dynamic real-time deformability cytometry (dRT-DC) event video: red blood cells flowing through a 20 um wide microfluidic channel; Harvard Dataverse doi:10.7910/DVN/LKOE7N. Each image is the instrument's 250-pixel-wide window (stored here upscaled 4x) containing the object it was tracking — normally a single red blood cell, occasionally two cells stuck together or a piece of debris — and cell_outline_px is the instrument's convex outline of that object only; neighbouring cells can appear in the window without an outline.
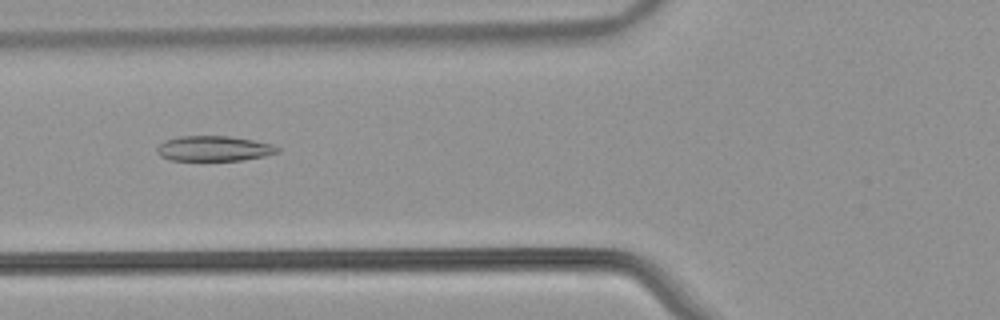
{"species": "common noctule bat (a hibernating species)", "species_latin": "Nyctalus noctula", "temperature_condition": "warm", "stored_images_in_passage": 55, "camera_frame_rate_fps": 3000, "um_per_image_px": 0.085, "animal": {"sex": "male", "body_mass_g": 21.5, "forearm_length_mm": 52.0}, "frame": {"image": 1, "passage_image": 22, "time_ms": 7.0, "image_size_px": [1000, 320], "cell_outline_px": [[280, 152], [264, 156], [244, 160], [168, 160], [160, 156], [156, 152], [156, 148], [164, 140], [180, 136], [228, 136], [252, 140], [272, 144], [280, 148]], "centroid_in_image_um": [18.17, 12.63], "position_along_channel_um": 107.6, "area_um2": 17.74}}
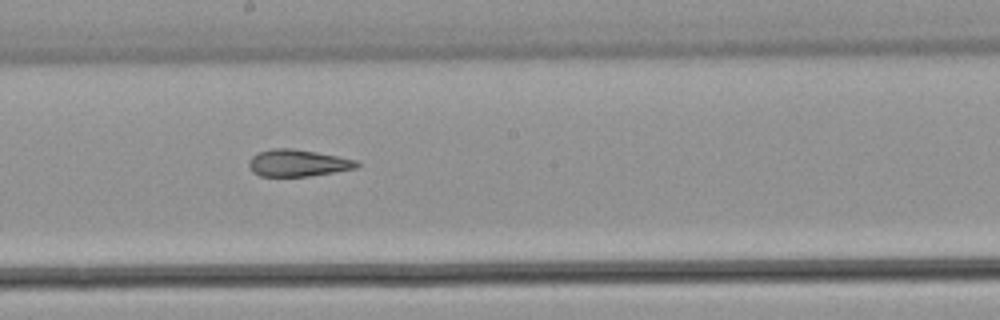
{"frame": {"image": 2, "passage_image": 31, "time_ms": 10.0, "image_size_px": [1000, 320], "cell_outline_px": [[360, 164], [356, 168], [308, 176], [260, 176], [252, 172], [248, 164], [248, 160], [256, 152], [272, 148], [292, 148], [316, 152], [356, 160]], "centroid_in_image_um": [25.25, 13.85], "position_along_channel_um": 223.0, "area_um2": 16.88}}
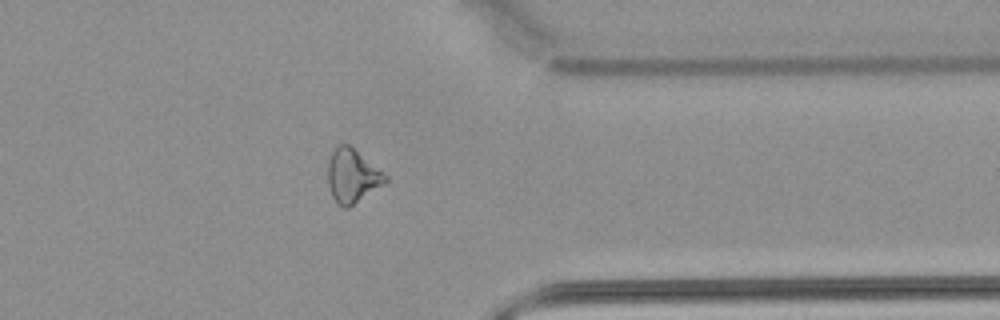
{"frame": {"image": 3, "passage_image": 44, "time_ms": 14.333, "image_size_px": [1000, 320], "cell_outline_px": [[388, 180], [384, 184], [348, 208], [344, 208], [332, 196], [328, 184], [328, 160], [336, 144], [348, 144], [388, 176]], "centroid_in_image_um": [29.94, 14.94], "position_along_channel_um": 381.5, "area_um2": 17.74}, "authors_computed_cell_mechanics": {"area_um2": 19.363, "velocity_mm_per_s": 3.8435, "shape_relaxation_time_tau1_ms": null, "shape_relaxation_time_tau2_ms": 4.0559, "deformation_change_tau1": null, "deformation_change_tau2": 0.1455}}